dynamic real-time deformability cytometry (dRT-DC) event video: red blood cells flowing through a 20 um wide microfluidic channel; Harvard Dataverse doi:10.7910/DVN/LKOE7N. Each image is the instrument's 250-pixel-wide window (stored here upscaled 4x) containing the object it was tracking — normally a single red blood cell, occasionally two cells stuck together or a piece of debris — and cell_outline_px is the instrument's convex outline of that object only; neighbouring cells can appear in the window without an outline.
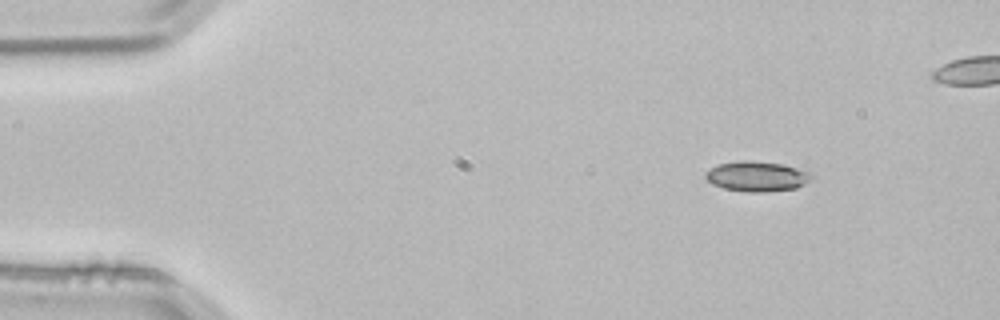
{"species": "common noctule bat (a hibernating species)", "species_latin": "Nyctalus noctula", "temperature_condition": "room temperature", "stored_images_in_passage": 4, "segment_of_instrument_passage": [2, 2], "camera_frame_rate_fps": 3000, "um_per_image_px": 0.085, "animal": {"sex": "male", "body_mass_g": 21.5, "forearm_length_mm": 52.0}, "frame": {"image": 1, "passage_image": 4, "time_ms": 1.0, "image_size_px": [1000, 320], "cell_outline_px": [[812, 176], [804, 184], [796, 188], [764, 192], [748, 192], [724, 188], [712, 184], [704, 176], [704, 172], [720, 164], [740, 160], [748, 160], [780, 164], [808, 172]], "centroid_in_image_um": [64.28, 15.0], "position_along_channel_um": 20.7, "area_um2": 18.21}}